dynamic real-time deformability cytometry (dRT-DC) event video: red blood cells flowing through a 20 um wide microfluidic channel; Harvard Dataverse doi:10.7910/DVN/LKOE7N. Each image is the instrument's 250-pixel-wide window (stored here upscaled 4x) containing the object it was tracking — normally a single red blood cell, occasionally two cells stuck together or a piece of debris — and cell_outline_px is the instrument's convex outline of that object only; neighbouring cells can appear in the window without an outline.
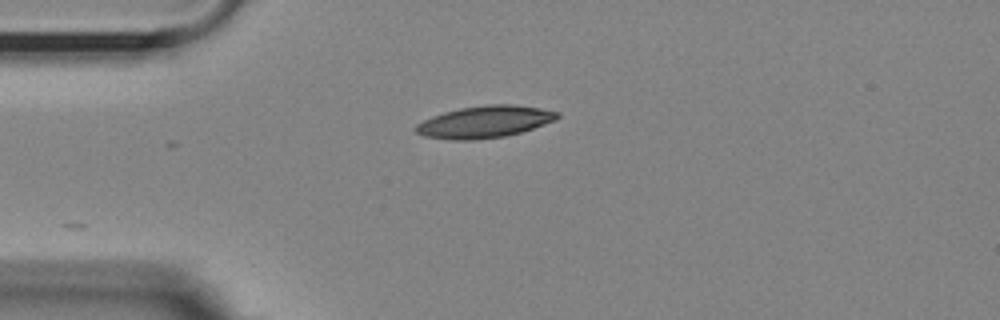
{"species": "Egyptian fruit bat (a non-hibernating species)", "species_latin": "Rousettus aegyptiacus", "temperature_condition": "room temperature", "stored_images_in_passage": 3, "camera_frame_rate_fps": 3000, "um_per_image_px": 0.085, "animal": {"sex": "female"}, "frame": {"image": 1, "passage_image": 1, "time_ms": 0.0, "image_size_px": [1000, 320], "cell_outline_px": [[560, 116], [556, 120], [520, 132], [504, 136], [472, 140], [452, 140], [424, 136], [416, 132], [412, 128], [416, 124], [432, 116], [444, 112], [460, 108], [488, 104], [516, 104], [540, 108], [560, 112]], "centroid_in_image_um": [41.18, 10.35], "position_along_channel_um": 43.8, "area_um2": 26.36}}